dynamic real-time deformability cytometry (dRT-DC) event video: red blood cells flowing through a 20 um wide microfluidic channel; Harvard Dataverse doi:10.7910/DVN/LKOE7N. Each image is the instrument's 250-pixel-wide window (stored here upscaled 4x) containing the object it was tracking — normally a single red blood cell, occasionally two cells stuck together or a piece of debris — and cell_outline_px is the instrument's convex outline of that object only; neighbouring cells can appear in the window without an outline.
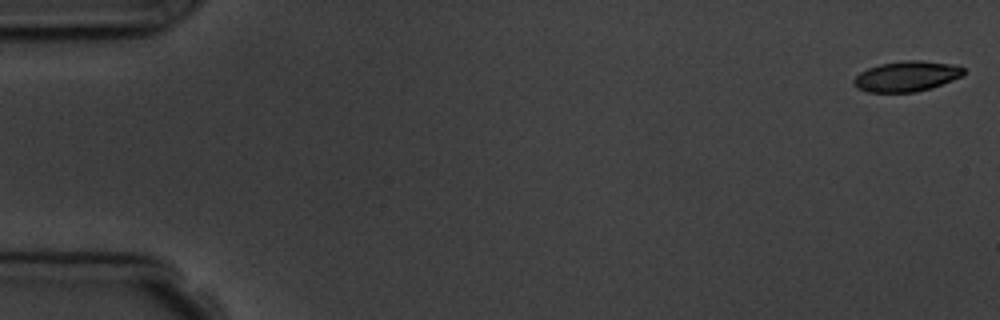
{"species": "common noctule bat (a hibernating species)", "species_latin": "Nyctalus noctula", "temperature_condition": "room temperature", "stored_images_in_passage": 4, "camera_frame_rate_fps": 3000, "um_per_image_px": 0.085, "animal": {"sex": "male", "body_mass_g": 19.5, "forearm_length_mm": 54.6}, "frame": {"image": 1, "passage_image": 1, "time_ms": 0.0, "image_size_px": [1000, 320], "cell_outline_px": [[964, 76], [932, 88], [916, 92], [868, 92], [856, 88], [852, 84], [852, 80], [860, 72], [868, 68], [880, 64], [908, 60], [920, 60], [956, 64], [964, 68]], "centroid_in_image_um": [77.08, 6.49], "position_along_channel_um": 7.9, "area_um2": 19.71}}